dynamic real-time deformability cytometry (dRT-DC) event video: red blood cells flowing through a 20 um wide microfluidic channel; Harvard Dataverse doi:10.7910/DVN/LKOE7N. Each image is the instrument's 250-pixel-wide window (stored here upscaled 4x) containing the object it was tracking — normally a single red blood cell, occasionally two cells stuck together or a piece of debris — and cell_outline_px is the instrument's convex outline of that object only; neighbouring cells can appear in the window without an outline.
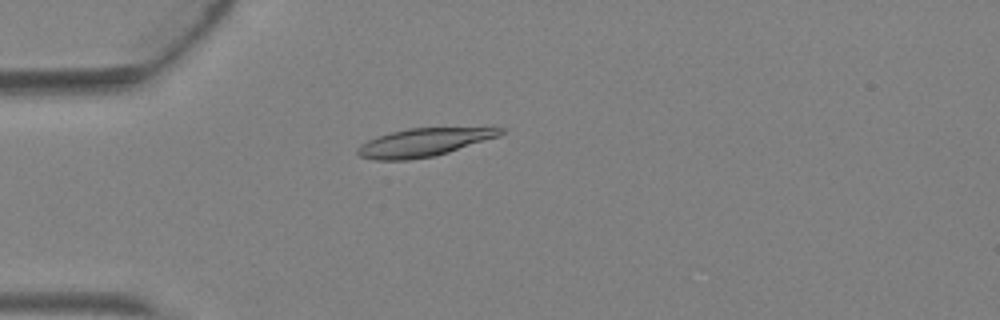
{"species": "Egyptian fruit bat (a non-hibernating species)", "species_latin": "Rousettus aegyptiacus", "temperature_condition": "warm", "stored_images_in_passage": 2, "camera_frame_rate_fps": 3000, "um_per_image_px": 0.085, "animal": {"sex": "female"}, "frame": {"image": 1, "passage_image": 2, "time_ms": 0.333, "image_size_px": [1000, 320], "cell_outline_px": [[504, 132], [500, 136], [436, 156], [408, 160], [372, 160], [360, 156], [356, 152], [356, 148], [360, 144], [368, 140], [392, 132], [408, 128], [504, 128]], "centroid_in_image_um": [35.99, 12.12], "position_along_channel_um": 49.0, "area_um2": 23.29}}